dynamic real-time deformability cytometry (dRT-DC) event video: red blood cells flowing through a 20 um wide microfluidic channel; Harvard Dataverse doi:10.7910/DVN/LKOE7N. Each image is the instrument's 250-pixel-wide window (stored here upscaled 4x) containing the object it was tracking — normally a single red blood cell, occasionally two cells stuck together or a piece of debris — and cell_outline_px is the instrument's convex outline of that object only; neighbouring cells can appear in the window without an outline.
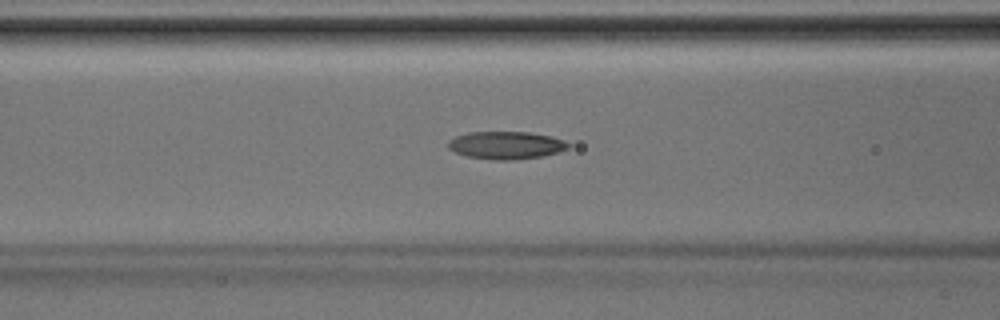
{"species": "Egyptian fruit bat (a non-hibernating species)", "species_latin": "Rousettus aegyptiacus", "temperature_condition": "room temperature", "stored_images_in_passage": 30, "camera_frame_rate_fps": 3000, "um_per_image_px": 0.085, "animal": {"sex": "male"}, "frame": {"image": 1, "passage_image": 4, "time_ms": 1.0, "image_size_px": [1000, 320], "cell_outline_px": [[572, 144], [568, 148], [544, 156], [512, 160], [496, 160], [468, 156], [456, 152], [448, 148], [448, 140], [456, 136], [468, 132], [528, 132], [552, 136], [564, 140]], "centroid_in_image_um": [43.04, 12.34], "position_along_channel_um": 123.6, "area_um2": 19.36}}
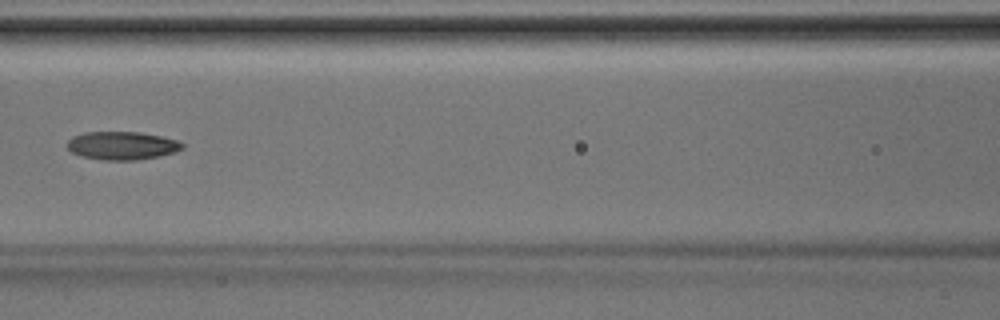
{"frame": {"image": 2, "passage_image": 6, "time_ms": 1.667, "image_size_px": [1000, 320], "cell_outline_px": [[184, 148], [176, 152], [160, 156], [136, 160], [104, 160], [80, 156], [72, 152], [64, 144], [72, 136], [84, 132], [140, 132], [160, 136], [176, 140], [184, 144]], "centroid_in_image_um": [10.35, 12.38], "position_along_channel_um": 156.2, "area_um2": 19.07}}
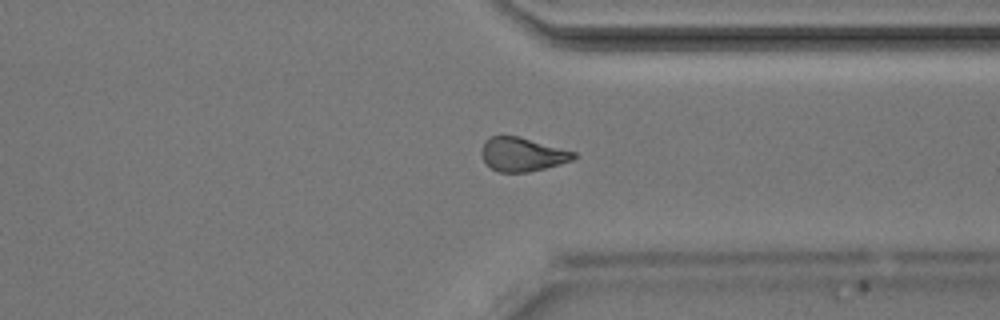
{"frame": {"image": 3, "passage_image": 19, "time_ms": 6.0, "image_size_px": [1000, 320], "cell_outline_px": [[576, 156], [572, 160], [560, 164], [528, 172], [500, 172], [492, 168], [484, 160], [480, 152], [484, 140], [492, 136], [520, 136], [576, 152]], "centroid_in_image_um": [44.39, 13.11], "position_along_channel_um": 367.0, "area_um2": 18.09}}